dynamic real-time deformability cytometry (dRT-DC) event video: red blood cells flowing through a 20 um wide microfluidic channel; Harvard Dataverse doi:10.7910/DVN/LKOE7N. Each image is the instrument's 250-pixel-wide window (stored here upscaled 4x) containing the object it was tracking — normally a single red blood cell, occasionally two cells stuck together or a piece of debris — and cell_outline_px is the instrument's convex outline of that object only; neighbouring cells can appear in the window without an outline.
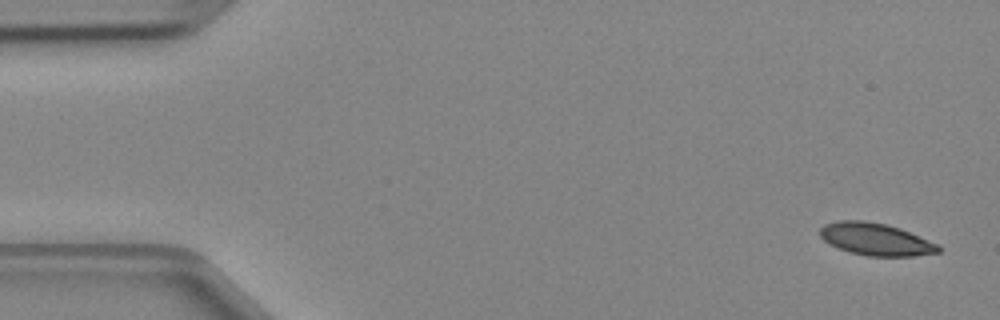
{"species": "Egyptian fruit bat (a non-hibernating species)", "species_latin": "Rousettus aegyptiacus", "temperature_condition": "cold", "stored_images_in_passage": 5, "camera_frame_rate_fps": 3000, "um_per_image_px": 0.085, "animal": {"sex": "female"}, "frame": {"image": 1, "passage_image": 1, "time_ms": 0.0, "image_size_px": [1000, 320], "cell_outline_px": [[940, 252], [912, 256], [868, 256], [852, 252], [840, 248], [824, 240], [820, 236], [820, 228], [824, 224], [840, 220], [864, 220], [884, 224], [900, 228], [940, 244]], "centroid_in_image_um": [74.47, 20.33], "position_along_channel_um": 10.5, "area_um2": 22.14}}
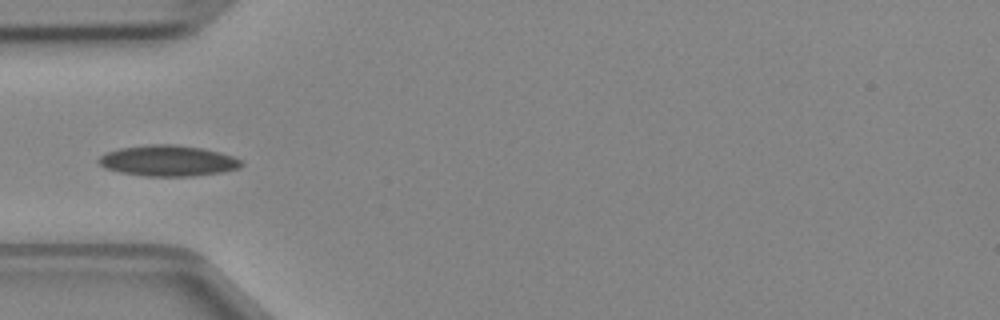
{"frame": {"image": 2, "passage_image": 4, "time_ms": 1.0, "image_size_px": [1000, 320], "cell_outline_px": [[244, 164], [240, 168], [224, 172], [192, 176], [144, 176], [120, 172], [104, 168], [96, 160], [104, 152], [120, 148], [148, 144], [176, 144], [200, 148], [220, 152], [232, 156], [240, 160]], "centroid_in_image_um": [14.26, 13.66], "position_along_channel_um": 70.7, "area_um2": 25.84}}